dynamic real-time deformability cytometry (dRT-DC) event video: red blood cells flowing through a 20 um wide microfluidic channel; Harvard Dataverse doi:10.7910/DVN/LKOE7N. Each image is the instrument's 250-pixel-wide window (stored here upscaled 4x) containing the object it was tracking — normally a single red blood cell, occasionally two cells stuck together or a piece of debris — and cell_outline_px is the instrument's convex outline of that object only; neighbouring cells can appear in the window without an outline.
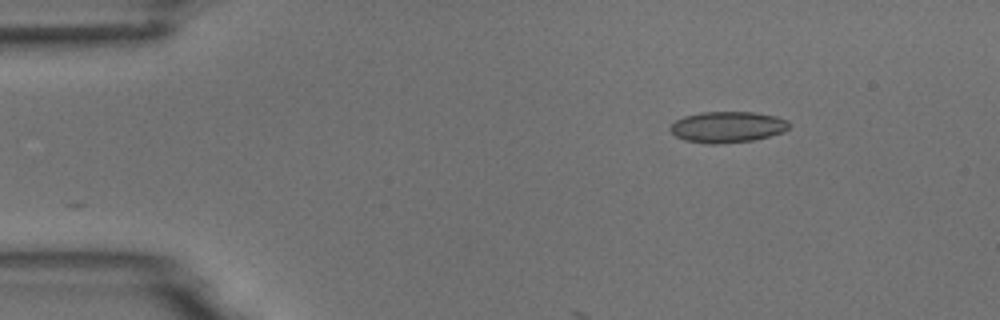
{"species": "common noctule bat (a hibernating species)", "species_latin": "Nyctalus noctula", "temperature_condition": "room temperature", "stored_images_in_passage": 6, "camera_frame_rate_fps": 3000, "um_per_image_px": 0.085, "animal": {"sex": "male", "body_mass_g": 18.8}, "frame": {"image": 1, "passage_image": 1, "time_ms": 0.0, "image_size_px": [1000, 320], "cell_outline_px": [[788, 128], [784, 132], [752, 140], [716, 144], [704, 144], [684, 140], [676, 136], [668, 128], [676, 120], [684, 116], [700, 112], [756, 112], [776, 116], [788, 120]], "centroid_in_image_um": [61.81, 10.79], "position_along_channel_um": 23.2, "area_um2": 21.56}}